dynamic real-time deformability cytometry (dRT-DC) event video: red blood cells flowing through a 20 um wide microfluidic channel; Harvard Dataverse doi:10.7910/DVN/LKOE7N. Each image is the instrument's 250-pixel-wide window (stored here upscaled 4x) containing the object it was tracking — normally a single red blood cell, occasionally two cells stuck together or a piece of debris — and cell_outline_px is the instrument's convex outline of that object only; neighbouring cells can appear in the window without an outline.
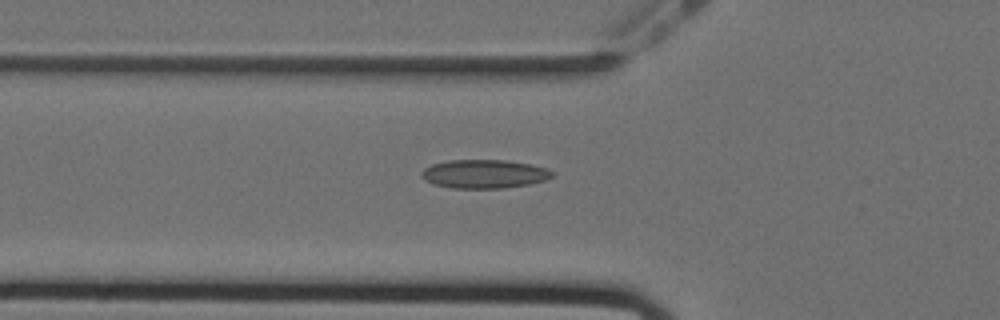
{"species": "Egyptian fruit bat (a non-hibernating species)", "species_latin": "Rousettus aegyptiacus", "temperature_condition": "cold", "stored_images_in_passage": 37, "camera_frame_rate_fps": 3000, "um_per_image_px": 0.085, "animal": {"sex": "female"}, "frame": {"image": 1, "passage_image": 2, "time_ms": 0.333, "image_size_px": [1000, 320], "cell_outline_px": [[552, 176], [544, 180], [528, 184], [504, 188], [452, 188], [432, 184], [424, 180], [420, 176], [420, 172], [424, 168], [432, 164], [448, 160], [508, 160], [528, 164], [544, 168], [552, 172]], "centroid_in_image_um": [41.07, 14.78], "position_along_channel_um": 84.7, "area_um2": 21.73}}
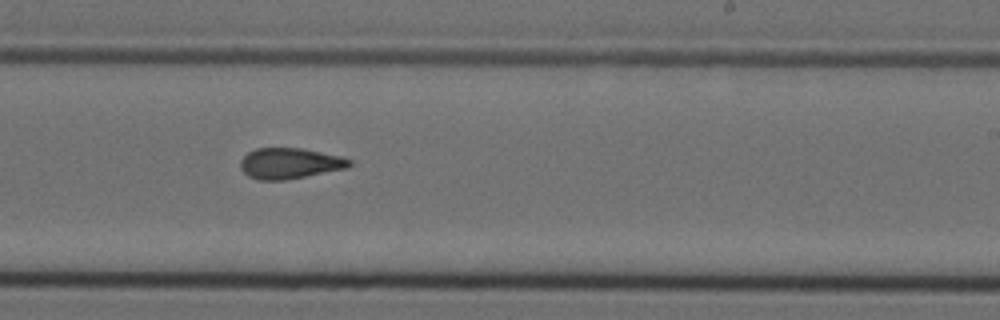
{"frame": {"image": 2, "passage_image": 17, "time_ms": 5.333, "image_size_px": [1000, 320], "cell_outline_px": [[352, 164], [348, 168], [284, 180], [256, 180], [248, 176], [240, 168], [240, 160], [248, 152], [256, 148], [300, 148], [340, 156], [352, 160]], "centroid_in_image_um": [24.61, 13.89], "position_along_channel_um": 264.4, "area_um2": 19.54}}
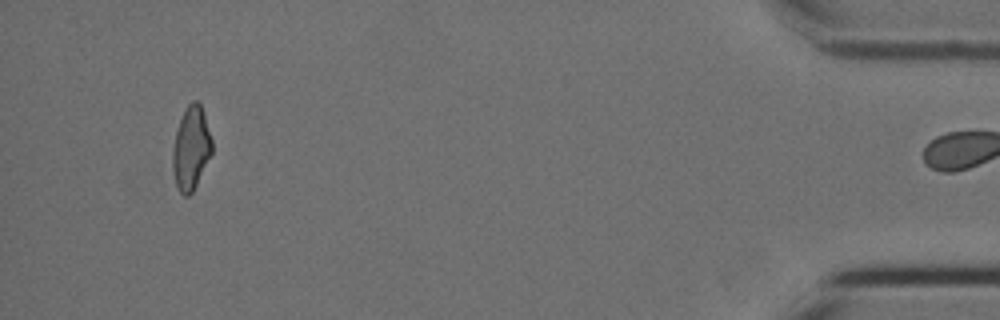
{"frame": {"image": 3, "passage_image": 36, "time_ms": 11.667, "image_size_px": [1000, 320], "cell_outline_px": [[212, 152], [192, 192], [188, 196], [184, 196], [180, 192], [176, 184], [172, 168], [172, 152], [176, 132], [180, 120], [188, 104], [192, 100], [196, 100], [200, 104], [212, 140]], "centroid_in_image_um": [16.22, 12.61], "position_along_channel_um": 419.0, "area_um2": 18.67}}